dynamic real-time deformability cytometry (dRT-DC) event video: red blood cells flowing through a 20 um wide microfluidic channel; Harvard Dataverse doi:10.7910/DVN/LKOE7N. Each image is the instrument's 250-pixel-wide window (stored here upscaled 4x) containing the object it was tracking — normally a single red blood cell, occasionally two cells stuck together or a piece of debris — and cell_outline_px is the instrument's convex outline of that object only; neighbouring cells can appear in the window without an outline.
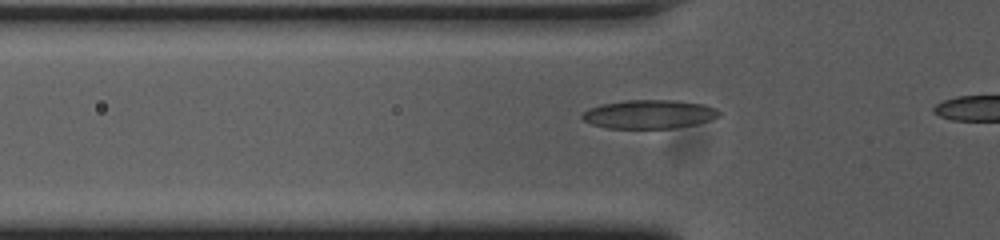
{"species": "common noctule bat (a hibernating species)", "species_latin": "Nyctalus noctula", "temperature_condition": "cold", "stored_images_in_passage": 10, "camera_frame_rate_fps": 3000, "um_per_image_px": 0.085, "animal": {"sex": "female", "body_mass_g": 23.0, "forearm_length_mm": 53.4}, "frame": {"image": 1, "passage_image": 7, "time_ms": 2.0, "image_size_px": [1000, 240], "cell_outline_px": [[720, 116], [696, 124], [672, 128], [608, 128], [592, 124], [584, 120], [580, 116], [588, 108], [600, 104], [624, 100], [672, 100], [704, 104], [716, 108], [720, 112]], "centroid_in_image_um": [55.16, 9.7], "position_along_channel_um": 70.6, "area_um2": 22.89}}